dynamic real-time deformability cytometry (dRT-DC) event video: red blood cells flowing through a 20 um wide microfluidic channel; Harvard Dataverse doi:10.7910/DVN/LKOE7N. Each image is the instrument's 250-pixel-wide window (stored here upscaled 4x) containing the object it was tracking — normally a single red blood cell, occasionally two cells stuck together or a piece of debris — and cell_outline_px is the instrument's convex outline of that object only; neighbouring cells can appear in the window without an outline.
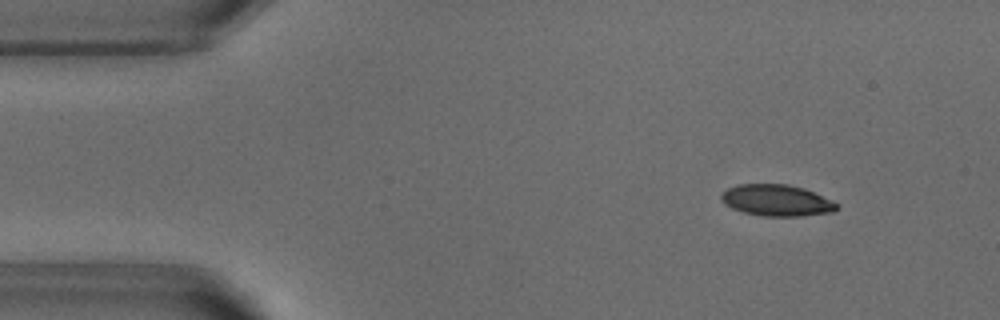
{"species": "common noctule bat (a hibernating species)", "species_latin": "Nyctalus noctula", "temperature_condition": "warm", "stored_images_in_passage": 9, "camera_frame_rate_fps": 3000, "um_per_image_px": 0.085, "animal": {"sex": "male", "body_mass_g": 18.8}, "frame": {"image": 1, "passage_image": 6, "time_ms": 1.667, "image_size_px": [1000, 320], "cell_outline_px": [[840, 208], [832, 212], [800, 216], [760, 216], [744, 212], [732, 208], [724, 204], [720, 200], [720, 192], [736, 184], [788, 184], [804, 188], [832, 200], [840, 204]], "centroid_in_image_um": [66.0, 17.03], "position_along_channel_um": 19.0, "area_um2": 21.44}}